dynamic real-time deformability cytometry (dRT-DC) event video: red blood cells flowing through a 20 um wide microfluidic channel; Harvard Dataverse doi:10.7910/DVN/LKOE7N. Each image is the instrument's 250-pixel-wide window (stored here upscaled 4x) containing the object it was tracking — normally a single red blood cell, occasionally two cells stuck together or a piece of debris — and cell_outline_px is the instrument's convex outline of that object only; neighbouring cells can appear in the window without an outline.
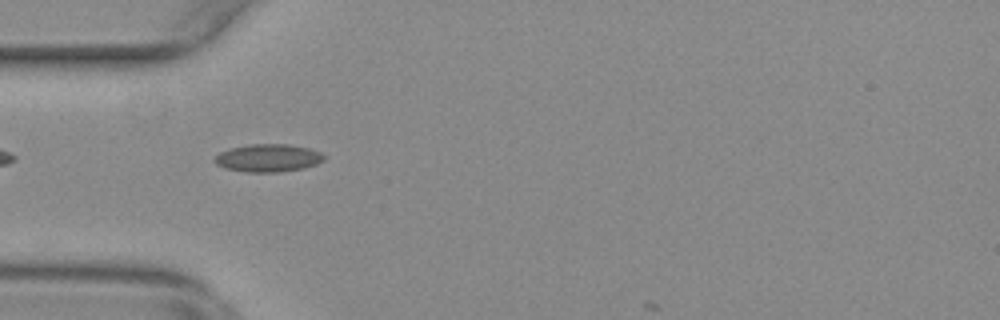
{"species": "common noctule bat (a hibernating species)", "species_latin": "Nyctalus noctula", "temperature_condition": "warm", "stored_images_in_passage": 34, "camera_frame_rate_fps": 3000, "um_per_image_px": 0.085, "animal": {"sex": "female", "body_mass_g": 29.2, "forearm_length_mm": 56.3}, "frame": {"image": 1, "passage_image": 1, "time_ms": 0.0, "image_size_px": [1000, 320], "cell_outline_px": [[324, 160], [316, 164], [304, 168], [276, 172], [248, 172], [224, 168], [216, 164], [216, 156], [220, 152], [232, 148], [252, 144], [288, 144], [308, 148], [320, 152], [324, 156]], "centroid_in_image_um": [22.81, 13.43], "position_along_channel_um": 62.2, "area_um2": 17.46}}
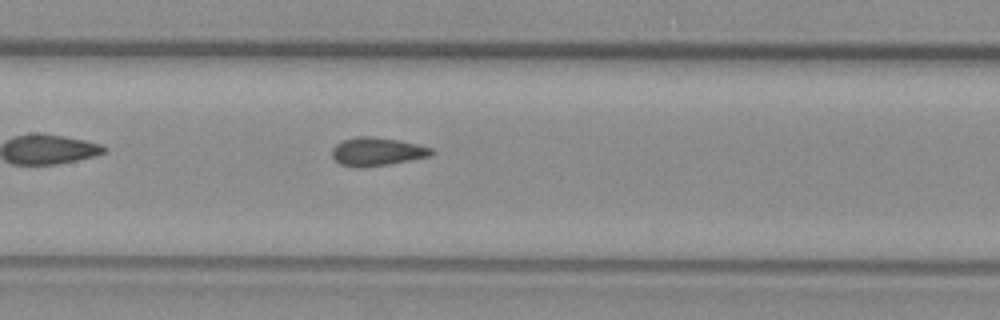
{"frame": {"image": 2, "passage_image": 10, "time_ms": 3.0, "image_size_px": [1000, 320], "cell_outline_px": [[436, 152], [432, 156], [388, 164], [360, 168], [340, 164], [332, 156], [332, 148], [336, 144], [344, 140], [356, 136], [372, 136], [396, 140], [416, 144], [432, 148]], "centroid_in_image_um": [32.05, 12.89], "position_along_channel_um": 175.3, "area_um2": 16.36}}
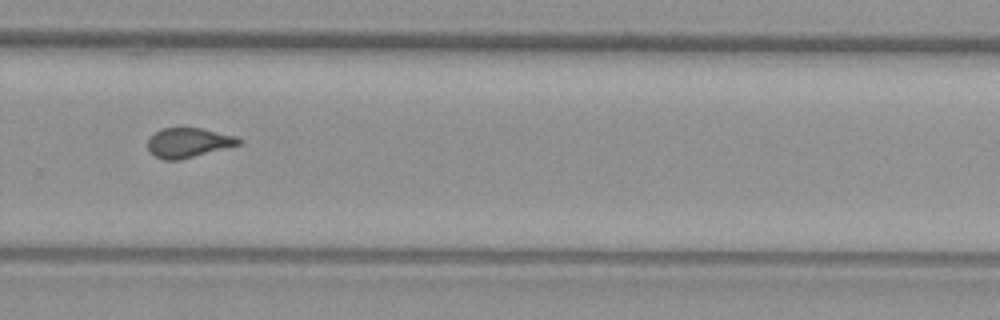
{"frame": {"image": 3, "passage_image": 21, "time_ms": 6.667, "image_size_px": [1000, 320], "cell_outline_px": [[244, 140], [240, 144], [180, 160], [164, 160], [156, 156], [148, 148], [148, 140], [156, 132], [164, 128], [200, 128], [236, 136]], "centroid_in_image_um": [16.04, 12.13], "position_along_channel_um": 313.8, "area_um2": 15.43}, "authors_computed_cell_mechanics": {"area_um2": 16.0973, "velocity_mm_per_s": 3.7886, "shape_relaxation_time_tau1_ms": null, "shape_relaxation_time_tau2_ms": 1.2021, "deformation_change_tau1": null, "deformation_change_tau2": 0.0776}}